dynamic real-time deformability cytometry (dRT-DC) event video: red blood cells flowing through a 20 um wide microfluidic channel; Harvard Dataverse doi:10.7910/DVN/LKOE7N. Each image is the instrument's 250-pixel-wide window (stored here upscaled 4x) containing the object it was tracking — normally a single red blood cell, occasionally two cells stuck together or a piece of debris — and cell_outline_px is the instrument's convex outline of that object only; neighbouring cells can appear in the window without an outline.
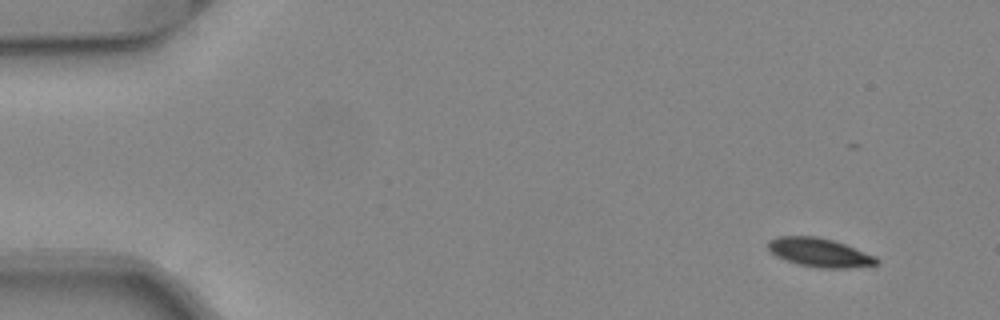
{"species": "common noctule bat (a hibernating species)", "species_latin": "Nyctalus noctula", "temperature_condition": "warm", "stored_images_in_passage": 12, "camera_frame_rate_fps": 3000, "um_per_image_px": 0.085, "animal": {"sex": "female", "body_mass_g": 24.6, "forearm_length_mm": 56.2}, "frame": {"image": 1, "passage_image": 1, "time_ms": 0.0, "image_size_px": [1000, 320], "cell_outline_px": [[880, 260], [876, 264], [848, 268], [820, 268], [800, 264], [784, 260], [776, 256], [768, 248], [768, 240], [776, 236], [816, 236], [832, 240], [844, 244], [876, 256]], "centroid_in_image_um": [69.64, 21.46], "position_along_channel_um": 15.4, "area_um2": 18.09}}
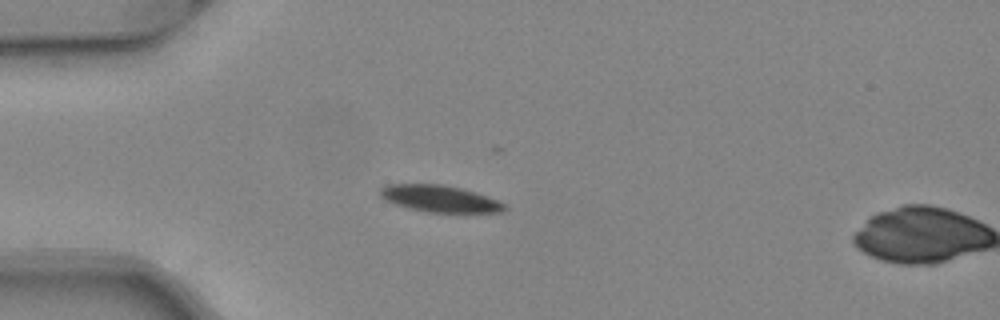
{"frame": {"image": 2, "passage_image": 11, "time_ms": 3.333, "image_size_px": [1000, 320], "cell_outline_px": [[508, 208], [504, 212], [428, 212], [408, 208], [384, 200], [380, 196], [380, 188], [388, 184], [440, 184], [460, 188], [476, 192], [508, 204]], "centroid_in_image_um": [37.41, 16.89], "position_along_channel_um": 47.6, "area_um2": 19.42}}